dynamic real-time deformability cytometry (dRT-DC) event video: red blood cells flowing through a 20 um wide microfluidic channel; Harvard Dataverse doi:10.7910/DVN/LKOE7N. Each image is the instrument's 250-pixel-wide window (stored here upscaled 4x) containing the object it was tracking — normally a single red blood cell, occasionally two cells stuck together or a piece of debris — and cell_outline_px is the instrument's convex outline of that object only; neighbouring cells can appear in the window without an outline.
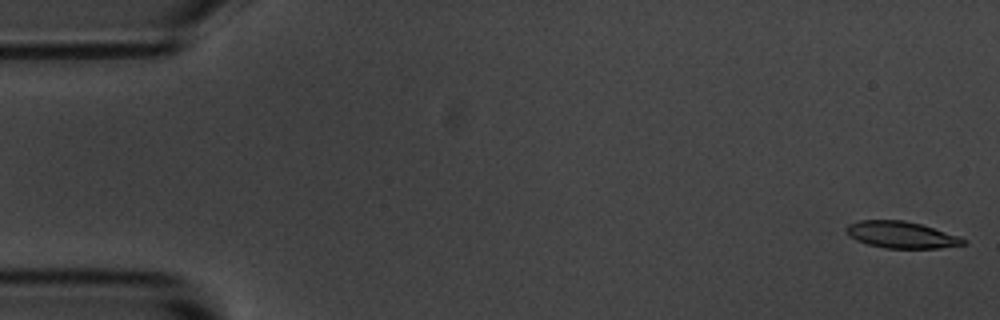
{"species": "common noctule bat (a hibernating species)", "species_latin": "Nyctalus noctula", "temperature_condition": "room temperature", "stored_images_in_passage": 54, "camera_frame_rate_fps": 3000, "um_per_image_px": 0.085, "animal": {"sex": "male", "body_mass_g": 20.1, "forearm_length_mm": 53.5}, "frame": {"image": 1, "passage_image": 1, "time_ms": 0.0, "image_size_px": [1000, 320], "cell_outline_px": [[968, 244], [940, 248], [884, 248], [868, 244], [856, 240], [848, 236], [844, 232], [844, 228], [848, 224], [860, 220], [904, 220], [920, 224], [960, 236], [968, 240]], "centroid_in_image_um": [76.61, 19.96], "position_along_channel_um": 8.4, "area_um2": 18.44}}
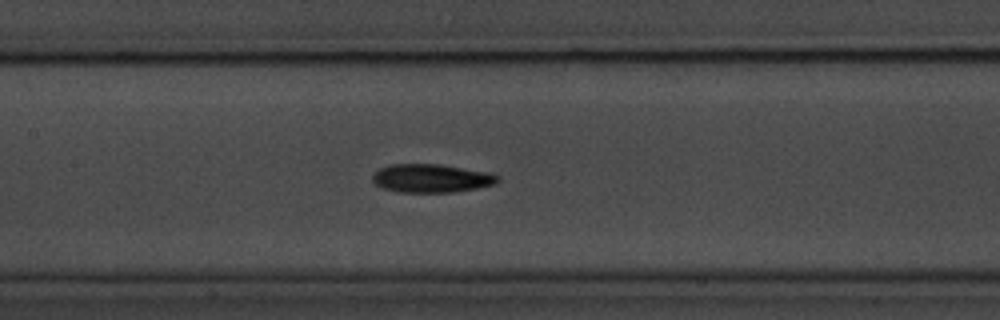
{"frame": {"image": 2, "passage_image": 25, "time_ms": 8.0, "image_size_px": [1000, 320], "cell_outline_px": [[500, 180], [496, 184], [476, 188], [452, 192], [400, 192], [380, 188], [372, 180], [372, 176], [380, 168], [388, 164], [440, 164], [488, 172], [500, 176]], "centroid_in_image_um": [36.66, 15.15], "position_along_channel_um": 170.7, "area_um2": 20.81}}
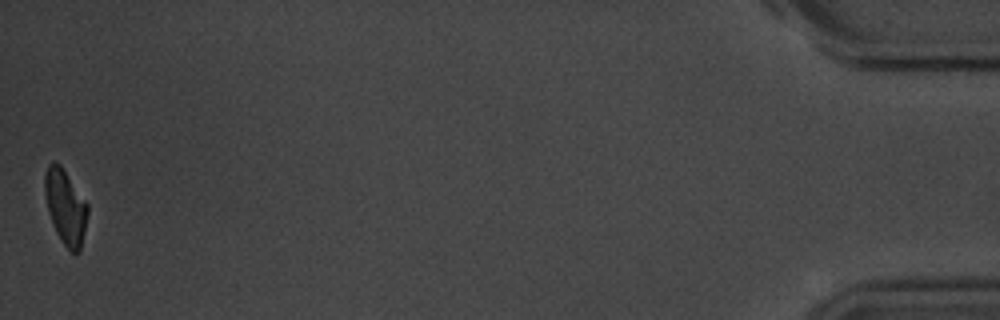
{"frame": {"image": 3, "passage_image": 54, "time_ms": 17.667, "image_size_px": [1000, 320], "cell_outline_px": [[88, 212], [80, 252], [76, 256], [64, 244], [56, 232], [48, 212], [44, 192], [44, 176], [48, 164], [60, 164], [88, 204]], "centroid_in_image_um": [5.57, 17.61], "position_along_channel_um": 429.6, "area_um2": 18.5}, "authors_computed_cell_mechanics": {"area_um2": 19.6231, "velocity_mm_per_s": 3.6743, "shape_relaxation_time_tau1_ms": 3.4993, "shape_relaxation_time_tau2_ms": 5.3454, "deformation_change_tau1": 0.1447, "deformation_change_tau2": 0.1412}}